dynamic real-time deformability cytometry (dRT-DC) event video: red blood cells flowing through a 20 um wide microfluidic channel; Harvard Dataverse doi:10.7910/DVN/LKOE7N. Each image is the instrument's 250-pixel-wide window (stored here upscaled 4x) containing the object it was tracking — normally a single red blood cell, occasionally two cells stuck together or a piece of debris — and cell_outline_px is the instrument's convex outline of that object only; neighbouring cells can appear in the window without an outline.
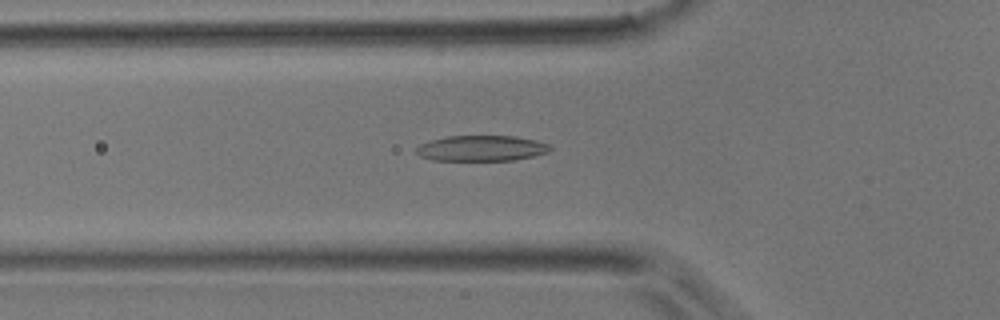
{"species": "common noctule bat (a hibernating species)", "species_latin": "Nyctalus noctula", "temperature_condition": "room temperature", "stored_images_in_passage": 20, "camera_frame_rate_fps": 3000, "um_per_image_px": 0.085, "animal": {"sex": "male", "body_mass_g": 17.9}, "frame": {"image": 1, "passage_image": 10, "time_ms": 3.0, "image_size_px": [1000, 320], "cell_outline_px": [[552, 148], [548, 152], [536, 156], [516, 160], [432, 160], [420, 156], [416, 152], [416, 148], [420, 144], [432, 140], [448, 136], [516, 136], [536, 140], [548, 144]], "centroid_in_image_um": [40.96, 12.6], "position_along_channel_um": 84.8, "area_um2": 20.0}}
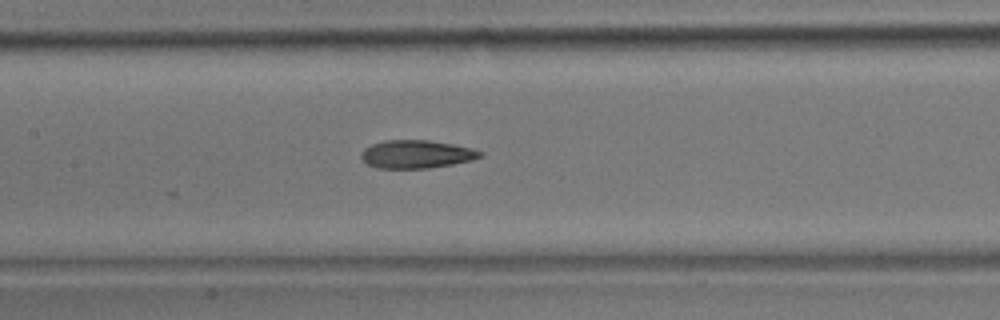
{"frame": {"image": 2, "passage_image": 16, "time_ms": 5.0, "image_size_px": [1000, 320], "cell_outline_px": [[484, 156], [472, 160], [452, 164], [428, 168], [376, 168], [368, 164], [360, 156], [360, 152], [364, 148], [372, 144], [384, 140], [428, 140], [452, 144], [472, 148], [484, 152]], "centroid_in_image_um": [35.4, 13.1], "position_along_channel_um": 172.0, "area_um2": 19.54}}
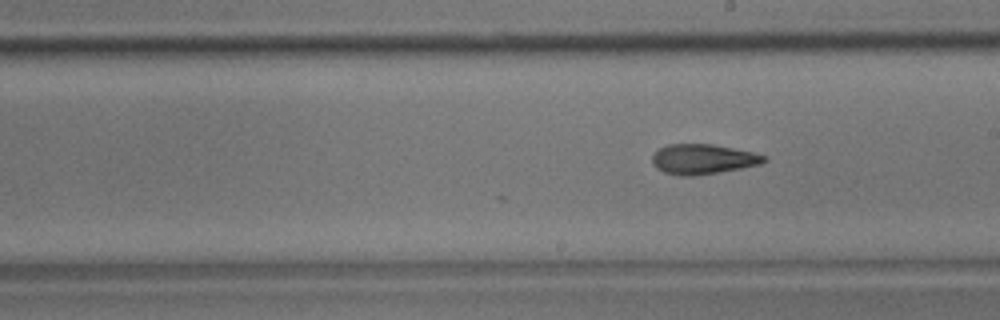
{"frame": {"image": 3, "passage_image": 20, "time_ms": 6.333, "image_size_px": [1000, 320], "cell_outline_px": [[768, 160], [760, 164], [720, 172], [696, 176], [680, 176], [664, 172], [656, 168], [652, 164], [652, 156], [660, 148], [668, 144], [712, 144], [752, 152], [768, 156]], "centroid_in_image_um": [59.75, 13.53], "position_along_channel_um": 229.3, "area_um2": 19.59}}